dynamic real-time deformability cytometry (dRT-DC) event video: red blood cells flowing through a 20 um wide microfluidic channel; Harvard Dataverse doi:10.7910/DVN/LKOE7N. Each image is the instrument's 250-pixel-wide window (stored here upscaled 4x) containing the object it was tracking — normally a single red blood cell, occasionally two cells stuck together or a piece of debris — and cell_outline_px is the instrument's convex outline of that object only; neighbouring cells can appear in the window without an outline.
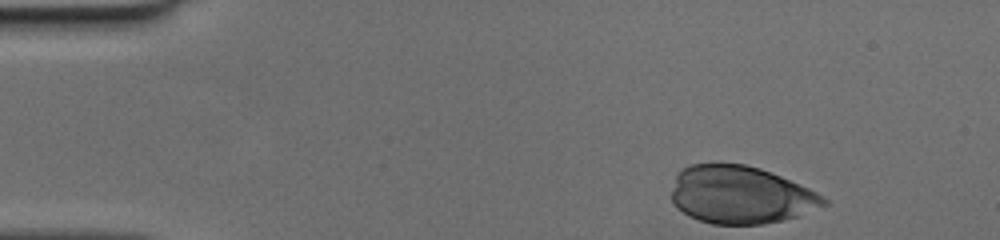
{"species": "human", "species_latin": "Homo sapiens", "temperature_condition": "cold", "stored_images_in_passage": 33, "camera_frame_rate_fps": 3000, "um_per_image_px": 0.085, "donor": {"sex": "female"}, "frame": {"image": 1, "passage_image": 1, "time_ms": 0.0, "image_size_px": [1000, 240], "cell_outline_px": [[832, 204], [800, 216], [784, 220], [764, 224], [712, 224], [688, 216], [676, 208], [672, 200], [672, 188], [676, 176], [680, 168], [692, 164], [744, 164], [760, 168], [780, 176], [808, 188], [824, 196]], "centroid_in_image_um": [62.98, 16.58], "position_along_channel_um": 22.0, "area_um2": 51.56}}
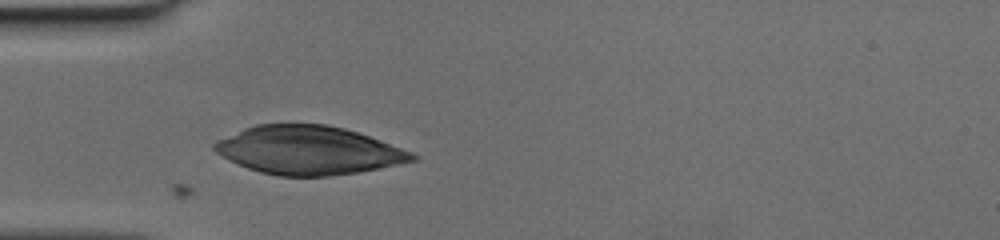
{"frame": {"image": 2, "passage_image": 10, "time_ms": 3.0, "image_size_px": [1000, 240], "cell_outline_px": [[420, 156], [416, 160], [400, 164], [356, 172], [328, 176], [276, 176], [260, 172], [248, 168], [216, 152], [212, 148], [212, 144], [216, 140], [244, 128], [256, 124], [324, 124], [344, 128], [368, 136], [412, 152]], "centroid_in_image_um": [26.21, 12.77], "position_along_channel_um": 58.8, "area_um2": 55.37}}